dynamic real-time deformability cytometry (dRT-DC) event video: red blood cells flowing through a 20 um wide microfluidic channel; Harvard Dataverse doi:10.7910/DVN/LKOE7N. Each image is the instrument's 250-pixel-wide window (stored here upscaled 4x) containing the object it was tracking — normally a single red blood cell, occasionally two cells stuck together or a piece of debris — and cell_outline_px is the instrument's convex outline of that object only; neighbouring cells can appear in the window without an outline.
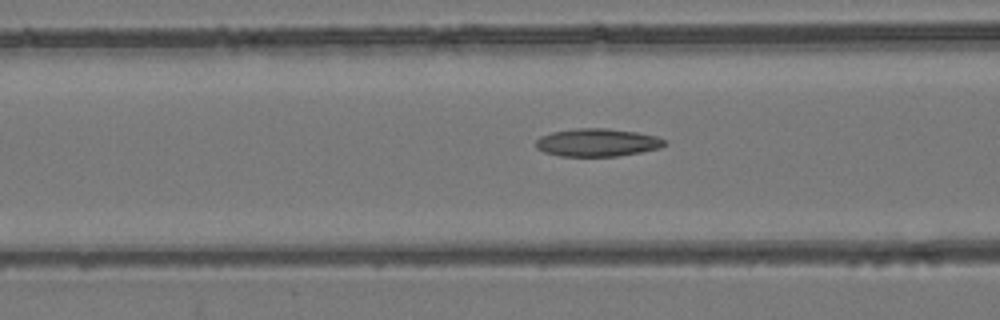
{"species": "common noctule bat (a hibernating species)", "species_latin": "Nyctalus noctula", "temperature_condition": "room temperature", "stored_images_in_passage": 52, "camera_frame_rate_fps": 3000, "um_per_image_px": 0.085, "animal": {"sex": "female", "body_mass_g": 24.6, "forearm_length_mm": 56.2}, "frame": {"image": 1, "passage_image": 20, "time_ms": 6.333, "image_size_px": [1000, 320], "cell_outline_px": [[668, 144], [660, 148], [640, 152], [616, 156], [560, 156], [544, 152], [536, 148], [536, 140], [540, 136], [552, 132], [576, 128], [608, 128], [636, 132], [656, 136], [664, 140]], "centroid_in_image_um": [50.76, 12.11], "position_along_channel_um": 115.8, "area_um2": 20.92}}
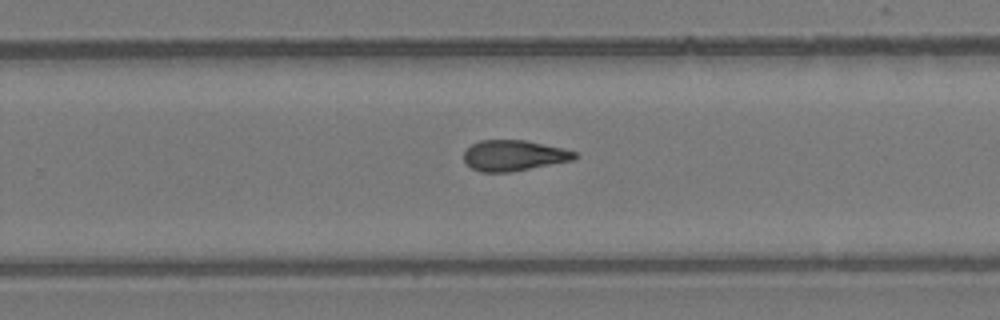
{"frame": {"image": 2, "passage_image": 33, "time_ms": 10.667, "image_size_px": [1000, 320], "cell_outline_px": [[580, 156], [572, 160], [512, 172], [480, 172], [472, 168], [464, 160], [464, 152], [472, 144], [480, 140], [524, 140], [564, 148], [576, 152]], "centroid_in_image_um": [43.69, 13.22], "position_along_channel_um": 286.1, "area_um2": 19.83}}
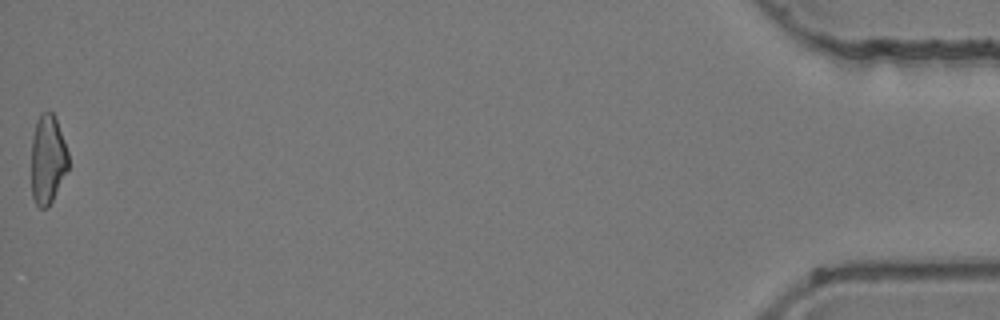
{"frame": {"image": 3, "passage_image": 52, "time_ms": 17.0, "image_size_px": [1000, 320], "cell_outline_px": [[68, 168], [48, 208], [40, 208], [36, 204], [32, 196], [32, 136], [36, 120], [40, 112], [48, 108], [52, 112], [56, 120], [64, 140], [68, 152]], "centroid_in_image_um": [4.04, 13.5], "position_along_channel_um": 431.2, "area_um2": 19.25}, "authors_computed_cell_mechanics": {"area_um2": 20.2589, "velocity_mm_per_s": 3.9287, "shape_relaxation_time_tau1_ms": null, "shape_relaxation_time_tau2_ms": 4.5711, "deformation_change_tau1": null, "deformation_change_tau2": 0.1316}}